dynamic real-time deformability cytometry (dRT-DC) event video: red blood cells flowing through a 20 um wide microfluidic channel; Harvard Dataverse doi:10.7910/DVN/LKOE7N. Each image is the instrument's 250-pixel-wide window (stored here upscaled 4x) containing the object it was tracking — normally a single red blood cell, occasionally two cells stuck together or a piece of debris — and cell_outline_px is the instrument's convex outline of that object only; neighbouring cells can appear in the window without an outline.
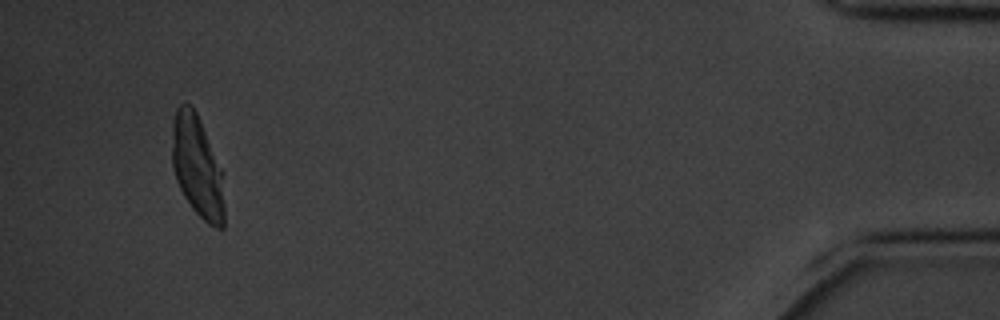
{"species": "common noctule bat (a hibernating species)", "species_latin": "Nyctalus noctula", "temperature_condition": "cold", "stored_images_in_passage": 56, "camera_frame_rate_fps": 3000, "um_per_image_px": 0.085, "animal": {"sex": "male", "body_mass_g": 20.1, "forearm_length_mm": 53.5}, "frame": {"image": 1, "passage_image": 53, "time_ms": 17.333, "image_size_px": [1000, 320], "cell_outline_px": [[224, 228], [216, 228], [208, 224], [192, 208], [184, 196], [176, 180], [172, 164], [172, 124], [176, 108], [180, 104], [188, 104], [196, 112], [200, 120], [220, 168], [224, 204]], "centroid_in_image_um": [16.74, 14.18], "position_along_channel_um": 418.5, "area_um2": 30.52}}